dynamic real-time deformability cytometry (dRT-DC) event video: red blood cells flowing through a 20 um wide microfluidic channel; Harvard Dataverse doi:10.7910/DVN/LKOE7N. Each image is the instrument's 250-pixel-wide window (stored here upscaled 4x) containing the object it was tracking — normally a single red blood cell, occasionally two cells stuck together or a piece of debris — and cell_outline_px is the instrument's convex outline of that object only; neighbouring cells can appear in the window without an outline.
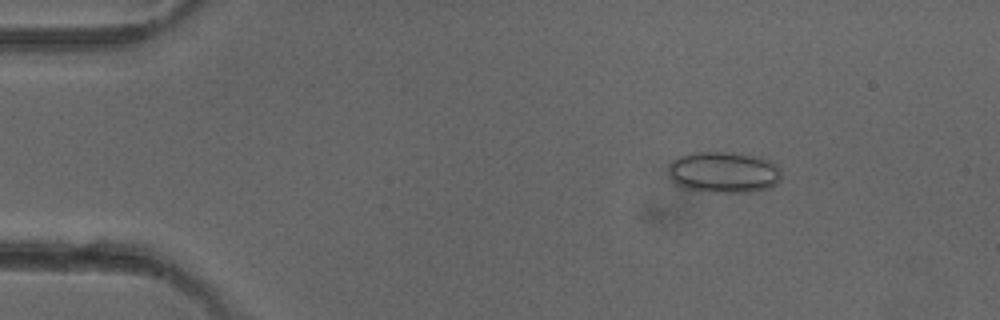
{"species": "common noctule bat (a hibernating species)", "species_latin": "Nyctalus noctula", "temperature_condition": "cold", "stored_images_in_passage": 4, "camera_frame_rate_fps": 3000, "um_per_image_px": 0.085, "animal": {"sex": "female"}, "frame": {"image": 1, "passage_image": 3, "time_ms": 2.333, "image_size_px": [1000, 320], "cell_outline_px": [[780, 180], [776, 184], [768, 188], [748, 192], [716, 192], [684, 188], [676, 184], [672, 180], [668, 172], [668, 168], [672, 160], [680, 156], [692, 152], [728, 152], [760, 156], [776, 164], [780, 168]], "centroid_in_image_um": [61.52, 14.63], "position_along_channel_um": 23.5, "area_um2": 27.22}}